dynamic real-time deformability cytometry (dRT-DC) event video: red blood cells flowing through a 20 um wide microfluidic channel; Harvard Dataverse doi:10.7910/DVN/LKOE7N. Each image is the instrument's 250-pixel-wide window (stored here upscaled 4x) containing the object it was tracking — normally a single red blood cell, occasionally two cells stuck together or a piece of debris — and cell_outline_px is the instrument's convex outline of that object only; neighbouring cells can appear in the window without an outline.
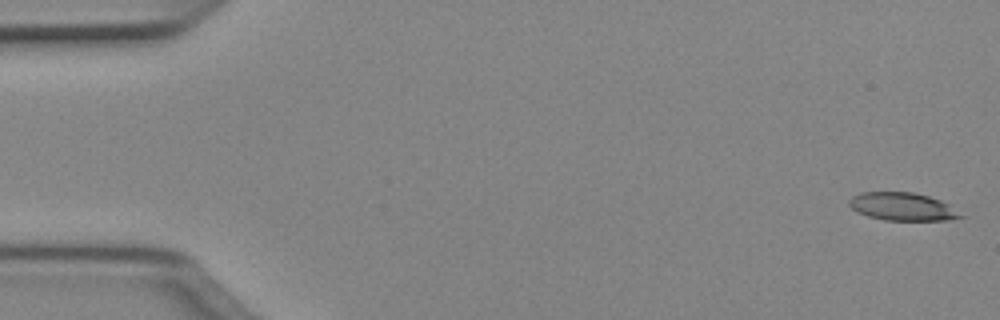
{"species": "Egyptian fruit bat (a non-hibernating species)", "species_latin": "Rousettus aegyptiacus", "temperature_condition": "cold", "stored_images_in_passage": 50, "camera_frame_rate_fps": 3000, "um_per_image_px": 0.085, "animal": {"sex": "female"}, "frame": {"image": 1, "passage_image": 1, "time_ms": 0.0, "image_size_px": [1000, 320], "cell_outline_px": [[964, 216], [948, 220], [884, 220], [868, 216], [856, 212], [848, 204], [848, 200], [852, 196], [860, 192], [912, 192], [928, 196], [940, 200], [948, 204]], "centroid_in_image_um": [76.66, 17.56], "position_along_channel_um": 8.3, "area_um2": 18.09}}
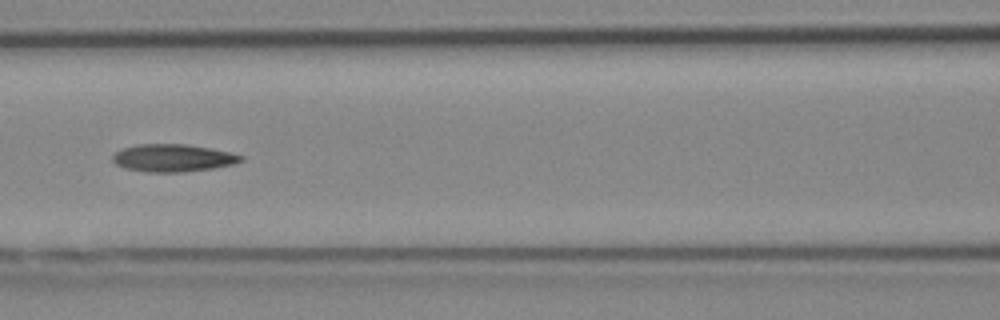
{"frame": {"image": 2, "passage_image": 22, "time_ms": 7.0, "image_size_px": [1000, 320], "cell_outline_px": [[244, 160], [232, 164], [212, 168], [180, 172], [144, 172], [124, 168], [116, 164], [112, 160], [112, 156], [120, 148], [136, 144], [184, 144], [208, 148], [228, 152], [244, 156]], "centroid_in_image_um": [14.63, 13.42], "position_along_channel_um": 152.0, "area_um2": 20.52}}
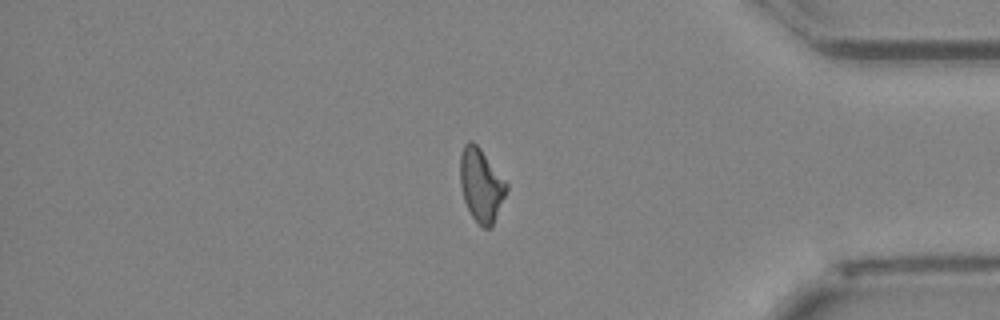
{"frame": {"image": 3, "passage_image": 42, "time_ms": 13.667, "image_size_px": [1000, 320], "cell_outline_px": [[508, 188], [492, 224], [488, 228], [484, 228], [472, 216], [464, 200], [460, 184], [460, 156], [464, 144], [468, 140], [472, 140], [480, 148], [508, 184]], "centroid_in_image_um": [40.87, 15.68], "position_along_channel_um": 394.3, "area_um2": 19.36}, "authors_computed_cell_mechanics": {"area_um2": 19.7387, "velocity_mm_per_s": 4.044, "shape_relaxation_time_tau1_ms": null, "shape_relaxation_time_tau2_ms": 2.5211, "deformation_change_tau1": null, "deformation_change_tau2": 0.1116}}